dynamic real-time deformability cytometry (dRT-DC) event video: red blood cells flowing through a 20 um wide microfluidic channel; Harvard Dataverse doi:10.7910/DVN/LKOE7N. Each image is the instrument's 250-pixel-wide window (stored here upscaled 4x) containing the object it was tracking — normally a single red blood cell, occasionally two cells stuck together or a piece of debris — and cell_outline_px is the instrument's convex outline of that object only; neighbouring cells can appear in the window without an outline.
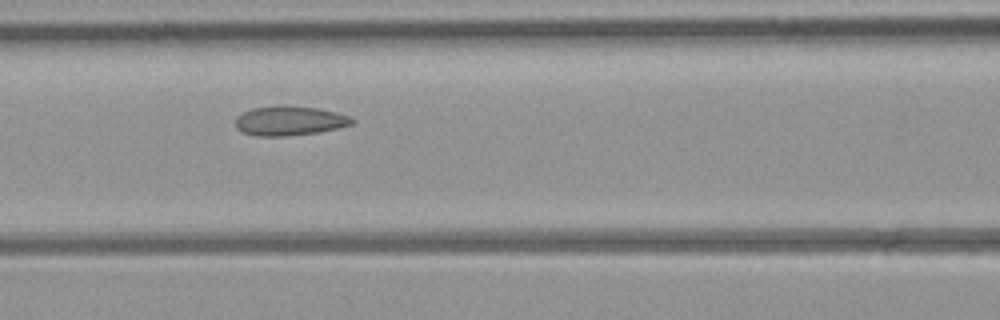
{"species": "common noctule bat (a hibernating species)", "species_latin": "Nyctalus noctula", "temperature_condition": "room temperature", "stored_images_in_passage": 4, "camera_frame_rate_fps": 3000, "um_per_image_px": 0.085, "animal": {"sex": "female", "body_mass_g": 21.9}, "frame": {"image": 1, "passage_image": 4, "time_ms": 3.333, "image_size_px": [1000, 320], "cell_outline_px": [[356, 120], [352, 124], [320, 132], [288, 136], [256, 136], [244, 132], [236, 128], [236, 116], [252, 108], [320, 108], [336, 112], [348, 116]], "centroid_in_image_um": [24.63, 10.31], "position_along_channel_um": 142.0, "area_um2": 19.25}}